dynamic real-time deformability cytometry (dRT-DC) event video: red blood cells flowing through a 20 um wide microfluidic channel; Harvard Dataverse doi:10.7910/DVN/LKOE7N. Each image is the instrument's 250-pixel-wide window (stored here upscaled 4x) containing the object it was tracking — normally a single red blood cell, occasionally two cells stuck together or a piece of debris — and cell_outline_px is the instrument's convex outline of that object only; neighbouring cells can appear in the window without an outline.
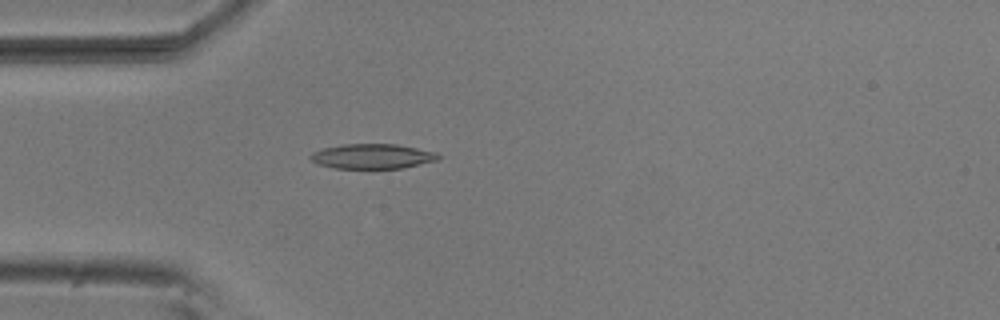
{"species": "common noctule bat (a hibernating species)", "species_latin": "Nyctalus noctula", "temperature_condition": "room temperature", "stored_images_in_passage": 2, "camera_frame_rate_fps": 3000, "um_per_image_px": 0.085, "animal": {"sex": "male", "body_mass_g": 20.5, "forearm_length_mm": 52.5}, "frame": {"image": 1, "passage_image": 2, "time_ms": 0.333, "image_size_px": [1000, 320], "cell_outline_px": [[440, 156], [436, 160], [404, 168], [372, 172], [336, 168], [320, 164], [312, 160], [308, 156], [312, 152], [324, 148], [340, 144], [396, 144], [436, 152]], "centroid_in_image_um": [31.63, 13.33], "position_along_channel_um": 53.4, "area_um2": 19.31}}